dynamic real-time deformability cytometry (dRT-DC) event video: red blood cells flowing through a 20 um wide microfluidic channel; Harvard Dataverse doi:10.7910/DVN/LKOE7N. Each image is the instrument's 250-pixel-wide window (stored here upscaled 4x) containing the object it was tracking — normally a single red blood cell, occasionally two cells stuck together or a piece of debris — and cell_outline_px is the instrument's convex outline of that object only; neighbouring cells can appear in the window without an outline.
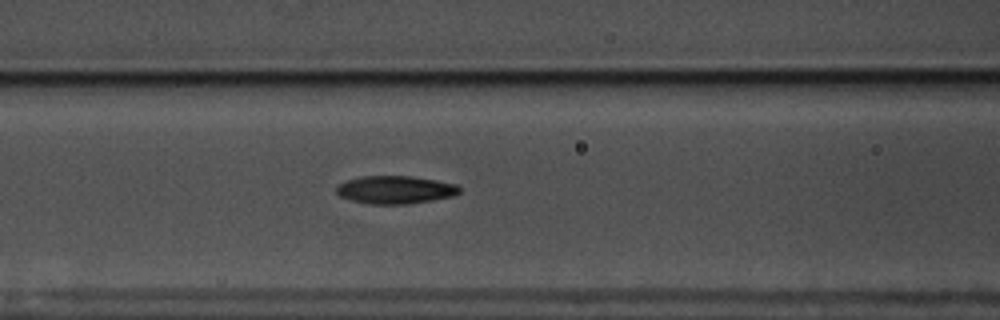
{"species": "common noctule bat (a hibernating species)", "species_latin": "Nyctalus noctula", "temperature_condition": "warm", "stored_images_in_passage": 41, "camera_frame_rate_fps": 3000, "um_per_image_px": 0.085, "animal": {"sex": "male", "body_mass_g": 17.5, "forearm_length_mm": 52.3}, "frame": {"image": 1, "passage_image": 8, "time_ms": 2.333, "image_size_px": [1000, 320], "cell_outline_px": [[460, 192], [452, 196], [432, 200], [408, 204], [368, 204], [352, 200], [340, 196], [336, 192], [336, 188], [340, 184], [348, 180], [364, 176], [412, 176], [436, 180], [456, 184], [460, 188]], "centroid_in_image_um": [33.61, 16.13], "position_along_channel_um": 133.0, "area_um2": 19.88}}
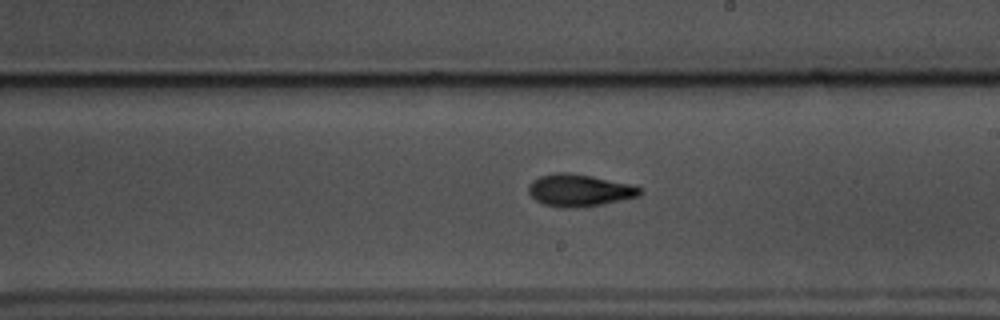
{"frame": {"image": 2, "passage_image": 17, "time_ms": 5.333, "image_size_px": [1000, 320], "cell_outline_px": [[644, 192], [640, 196], [600, 204], [576, 208], [564, 208], [544, 204], [536, 200], [528, 192], [528, 184], [532, 180], [540, 176], [556, 172], [568, 172], [592, 176], [628, 184], [640, 188]], "centroid_in_image_um": [49.21, 16.17], "position_along_channel_um": 239.8, "area_um2": 20.75}}
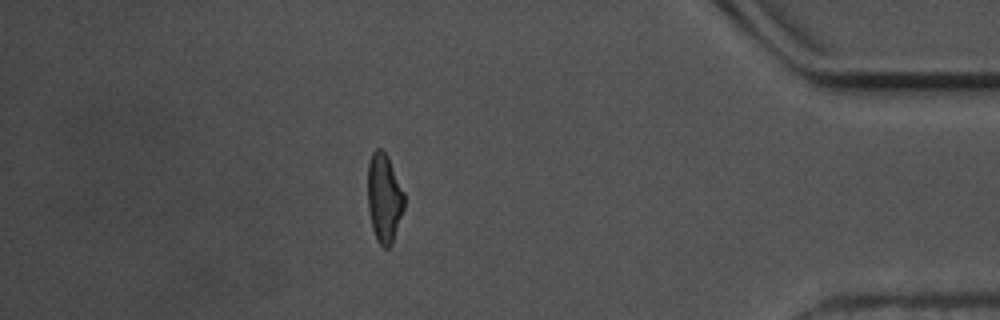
{"frame": {"image": 3, "passage_image": 34, "time_ms": 11.0, "image_size_px": [1000, 320], "cell_outline_px": [[404, 208], [392, 244], [388, 248], [384, 248], [376, 240], [372, 228], [368, 208], [368, 164], [372, 152], [376, 148], [380, 148], [388, 156], [404, 192]], "centroid_in_image_um": [32.65, 16.83], "position_along_channel_um": 402.5, "area_um2": 18.96}, "authors_computed_cell_mechanics": {"area_um2": 19.7098, "velocity_mm_per_s": 3.5681, "shape_relaxation_time_tau1_ms": 5.4408, "shape_relaxation_time_tau2_ms": 3.5782, "deformation_change_tau1": 0.1767, "deformation_change_tau2": 0.1093}}